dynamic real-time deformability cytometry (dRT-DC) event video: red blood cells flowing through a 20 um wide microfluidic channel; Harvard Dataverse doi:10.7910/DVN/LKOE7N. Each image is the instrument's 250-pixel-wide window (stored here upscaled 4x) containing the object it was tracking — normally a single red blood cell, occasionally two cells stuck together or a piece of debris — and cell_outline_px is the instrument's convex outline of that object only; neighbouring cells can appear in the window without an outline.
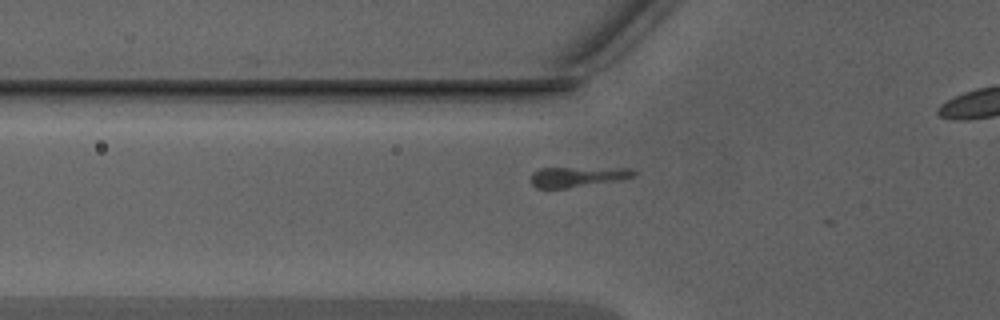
{"species": "Egyptian fruit bat (a non-hibernating species)", "species_latin": "Rousettus aegyptiacus", "temperature_condition": "warm", "stored_images_in_passage": 12, "camera_frame_rate_fps": 3000, "um_per_image_px": 0.085, "animal": {"sex": "male"}, "frame": {"image": 1, "passage_image": 5, "time_ms": 1.333, "image_size_px": [1000, 320], "cell_outline_px": [[636, 176], [624, 180], [564, 188], [536, 188], [528, 180], [532, 172], [540, 168], [632, 168], [636, 172]], "centroid_in_image_um": [49.1, 15.02], "position_along_channel_um": 76.7, "area_um2": 12.37}}
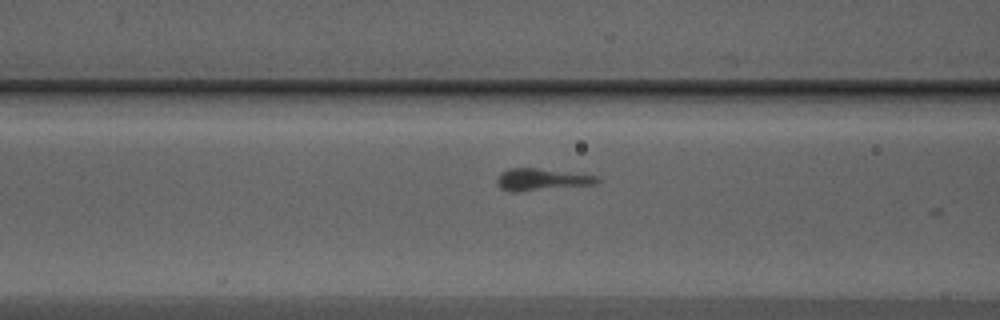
{"frame": {"image": 2, "passage_image": 8, "time_ms": 2.333, "image_size_px": [1000, 320], "cell_outline_px": [[600, 180], [596, 184], [516, 192], [512, 192], [500, 188], [496, 184], [496, 176], [500, 172], [508, 168], [536, 168], [600, 176]], "centroid_in_image_um": [45.99, 15.25], "position_along_channel_um": 120.6, "area_um2": 12.95}}
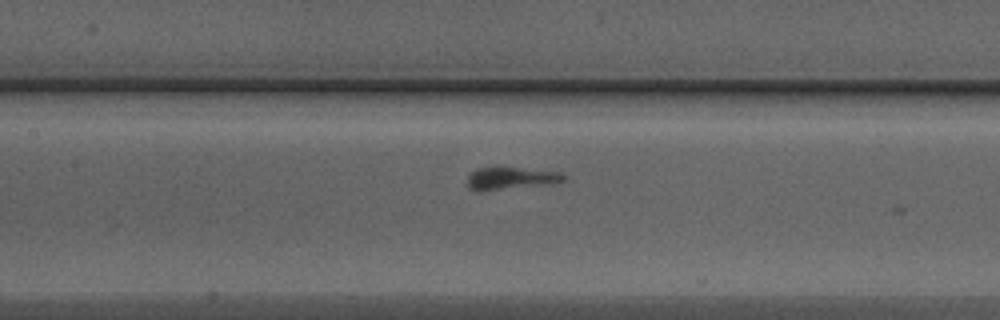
{"frame": {"image": 3, "passage_image": 11, "time_ms": 3.333, "image_size_px": [1000, 320], "cell_outline_px": [[568, 176], [564, 180], [552, 184], [480, 192], [476, 192], [468, 188], [468, 176], [476, 168], [500, 164], [560, 172]], "centroid_in_image_um": [43.4, 15.12], "position_along_channel_um": 164.0, "area_um2": 13.64}}